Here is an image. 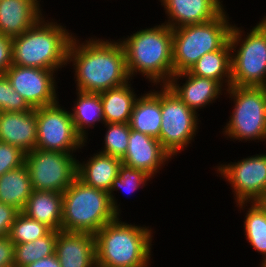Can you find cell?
Here are the masks:
<instances>
[{"mask_svg":"<svg viewBox=\"0 0 266 267\" xmlns=\"http://www.w3.org/2000/svg\"><path fill=\"white\" fill-rule=\"evenodd\" d=\"M161 89V127L159 141L171 156L184 151L196 135L198 112L191 110L167 86Z\"/></svg>","mask_w":266,"mask_h":267,"instance_id":"obj_9","label":"cell"},{"mask_svg":"<svg viewBox=\"0 0 266 267\" xmlns=\"http://www.w3.org/2000/svg\"><path fill=\"white\" fill-rule=\"evenodd\" d=\"M33 189L25 163L0 176V201L22 211Z\"/></svg>","mask_w":266,"mask_h":267,"instance_id":"obj_24","label":"cell"},{"mask_svg":"<svg viewBox=\"0 0 266 267\" xmlns=\"http://www.w3.org/2000/svg\"><path fill=\"white\" fill-rule=\"evenodd\" d=\"M231 46L229 41L217 51L204 54L190 68L192 75L218 81L226 89L231 86Z\"/></svg>","mask_w":266,"mask_h":267,"instance_id":"obj_25","label":"cell"},{"mask_svg":"<svg viewBox=\"0 0 266 267\" xmlns=\"http://www.w3.org/2000/svg\"><path fill=\"white\" fill-rule=\"evenodd\" d=\"M119 218L94 234L96 267H149L151 227L128 224Z\"/></svg>","mask_w":266,"mask_h":267,"instance_id":"obj_3","label":"cell"},{"mask_svg":"<svg viewBox=\"0 0 266 267\" xmlns=\"http://www.w3.org/2000/svg\"><path fill=\"white\" fill-rule=\"evenodd\" d=\"M62 205V193L33 190L21 212L51 230L61 231Z\"/></svg>","mask_w":266,"mask_h":267,"instance_id":"obj_21","label":"cell"},{"mask_svg":"<svg viewBox=\"0 0 266 267\" xmlns=\"http://www.w3.org/2000/svg\"><path fill=\"white\" fill-rule=\"evenodd\" d=\"M129 83L99 93L104 123H129L138 98Z\"/></svg>","mask_w":266,"mask_h":267,"instance_id":"obj_23","label":"cell"},{"mask_svg":"<svg viewBox=\"0 0 266 267\" xmlns=\"http://www.w3.org/2000/svg\"><path fill=\"white\" fill-rule=\"evenodd\" d=\"M243 31L232 24L231 85L266 87V20L262 19L246 36Z\"/></svg>","mask_w":266,"mask_h":267,"instance_id":"obj_7","label":"cell"},{"mask_svg":"<svg viewBox=\"0 0 266 267\" xmlns=\"http://www.w3.org/2000/svg\"><path fill=\"white\" fill-rule=\"evenodd\" d=\"M227 14L224 9L208 22L172 29L174 74L189 71L204 54L220 50L229 41L232 25Z\"/></svg>","mask_w":266,"mask_h":267,"instance_id":"obj_6","label":"cell"},{"mask_svg":"<svg viewBox=\"0 0 266 267\" xmlns=\"http://www.w3.org/2000/svg\"><path fill=\"white\" fill-rule=\"evenodd\" d=\"M257 203L263 208V210L266 212V196L262 199L258 200Z\"/></svg>","mask_w":266,"mask_h":267,"instance_id":"obj_38","label":"cell"},{"mask_svg":"<svg viewBox=\"0 0 266 267\" xmlns=\"http://www.w3.org/2000/svg\"><path fill=\"white\" fill-rule=\"evenodd\" d=\"M32 108L14 90L5 73H0V112H25Z\"/></svg>","mask_w":266,"mask_h":267,"instance_id":"obj_32","label":"cell"},{"mask_svg":"<svg viewBox=\"0 0 266 267\" xmlns=\"http://www.w3.org/2000/svg\"><path fill=\"white\" fill-rule=\"evenodd\" d=\"M185 78L186 81L180 86L178 79ZM178 82V83H177ZM177 97L191 110H196L210 105L222 95L223 86L214 79L192 75L189 71L173 74L166 84Z\"/></svg>","mask_w":266,"mask_h":267,"instance_id":"obj_15","label":"cell"},{"mask_svg":"<svg viewBox=\"0 0 266 267\" xmlns=\"http://www.w3.org/2000/svg\"><path fill=\"white\" fill-rule=\"evenodd\" d=\"M160 2L169 19L165 24L172 29L208 22L224 10L221 0H160Z\"/></svg>","mask_w":266,"mask_h":267,"instance_id":"obj_16","label":"cell"},{"mask_svg":"<svg viewBox=\"0 0 266 267\" xmlns=\"http://www.w3.org/2000/svg\"><path fill=\"white\" fill-rule=\"evenodd\" d=\"M0 267H14V244L9 236L0 237Z\"/></svg>","mask_w":266,"mask_h":267,"instance_id":"obj_36","label":"cell"},{"mask_svg":"<svg viewBox=\"0 0 266 267\" xmlns=\"http://www.w3.org/2000/svg\"><path fill=\"white\" fill-rule=\"evenodd\" d=\"M117 41L92 37L81 44L73 36L67 62L74 66L76 91L99 94L131 81L123 46Z\"/></svg>","mask_w":266,"mask_h":267,"instance_id":"obj_1","label":"cell"},{"mask_svg":"<svg viewBox=\"0 0 266 267\" xmlns=\"http://www.w3.org/2000/svg\"><path fill=\"white\" fill-rule=\"evenodd\" d=\"M216 169L230 183L239 209L266 196V153L220 164Z\"/></svg>","mask_w":266,"mask_h":267,"instance_id":"obj_12","label":"cell"},{"mask_svg":"<svg viewBox=\"0 0 266 267\" xmlns=\"http://www.w3.org/2000/svg\"><path fill=\"white\" fill-rule=\"evenodd\" d=\"M134 104L129 127L159 140L161 127V90H150Z\"/></svg>","mask_w":266,"mask_h":267,"instance_id":"obj_22","label":"cell"},{"mask_svg":"<svg viewBox=\"0 0 266 267\" xmlns=\"http://www.w3.org/2000/svg\"><path fill=\"white\" fill-rule=\"evenodd\" d=\"M36 108L25 112H0V142L28 153L37 144Z\"/></svg>","mask_w":266,"mask_h":267,"instance_id":"obj_18","label":"cell"},{"mask_svg":"<svg viewBox=\"0 0 266 267\" xmlns=\"http://www.w3.org/2000/svg\"><path fill=\"white\" fill-rule=\"evenodd\" d=\"M57 231L51 230L46 236L33 242L14 245V267H25L32 262L55 254Z\"/></svg>","mask_w":266,"mask_h":267,"instance_id":"obj_27","label":"cell"},{"mask_svg":"<svg viewBox=\"0 0 266 267\" xmlns=\"http://www.w3.org/2000/svg\"><path fill=\"white\" fill-rule=\"evenodd\" d=\"M24 163L25 153L20 148L0 142V176Z\"/></svg>","mask_w":266,"mask_h":267,"instance_id":"obj_33","label":"cell"},{"mask_svg":"<svg viewBox=\"0 0 266 267\" xmlns=\"http://www.w3.org/2000/svg\"><path fill=\"white\" fill-rule=\"evenodd\" d=\"M171 158L158 139L131 129L128 148L121 161L123 164L142 170L154 178L156 173Z\"/></svg>","mask_w":266,"mask_h":267,"instance_id":"obj_14","label":"cell"},{"mask_svg":"<svg viewBox=\"0 0 266 267\" xmlns=\"http://www.w3.org/2000/svg\"><path fill=\"white\" fill-rule=\"evenodd\" d=\"M55 254L61 267H96L95 235L57 231Z\"/></svg>","mask_w":266,"mask_h":267,"instance_id":"obj_17","label":"cell"},{"mask_svg":"<svg viewBox=\"0 0 266 267\" xmlns=\"http://www.w3.org/2000/svg\"><path fill=\"white\" fill-rule=\"evenodd\" d=\"M12 65V38L0 34V73Z\"/></svg>","mask_w":266,"mask_h":267,"instance_id":"obj_35","label":"cell"},{"mask_svg":"<svg viewBox=\"0 0 266 267\" xmlns=\"http://www.w3.org/2000/svg\"><path fill=\"white\" fill-rule=\"evenodd\" d=\"M234 109L223 134L233 140H266V87L233 86L227 89Z\"/></svg>","mask_w":266,"mask_h":267,"instance_id":"obj_8","label":"cell"},{"mask_svg":"<svg viewBox=\"0 0 266 267\" xmlns=\"http://www.w3.org/2000/svg\"><path fill=\"white\" fill-rule=\"evenodd\" d=\"M39 0H0V34L21 35L43 16Z\"/></svg>","mask_w":266,"mask_h":267,"instance_id":"obj_19","label":"cell"},{"mask_svg":"<svg viewBox=\"0 0 266 267\" xmlns=\"http://www.w3.org/2000/svg\"><path fill=\"white\" fill-rule=\"evenodd\" d=\"M51 229L45 224L36 221L22 213L15 218L9 237L13 244L33 242L34 240L46 236Z\"/></svg>","mask_w":266,"mask_h":267,"instance_id":"obj_30","label":"cell"},{"mask_svg":"<svg viewBox=\"0 0 266 267\" xmlns=\"http://www.w3.org/2000/svg\"><path fill=\"white\" fill-rule=\"evenodd\" d=\"M20 211L0 201V237L9 236L12 224Z\"/></svg>","mask_w":266,"mask_h":267,"instance_id":"obj_34","label":"cell"},{"mask_svg":"<svg viewBox=\"0 0 266 267\" xmlns=\"http://www.w3.org/2000/svg\"><path fill=\"white\" fill-rule=\"evenodd\" d=\"M92 156L86 162L77 161V178L87 186L109 193L122 161L100 152Z\"/></svg>","mask_w":266,"mask_h":267,"instance_id":"obj_20","label":"cell"},{"mask_svg":"<svg viewBox=\"0 0 266 267\" xmlns=\"http://www.w3.org/2000/svg\"><path fill=\"white\" fill-rule=\"evenodd\" d=\"M106 129L104 148L99 152L122 159L129 144V123H104Z\"/></svg>","mask_w":266,"mask_h":267,"instance_id":"obj_31","label":"cell"},{"mask_svg":"<svg viewBox=\"0 0 266 267\" xmlns=\"http://www.w3.org/2000/svg\"><path fill=\"white\" fill-rule=\"evenodd\" d=\"M44 16L26 32L12 38V65L57 71L68 64L73 38L65 27Z\"/></svg>","mask_w":266,"mask_h":267,"instance_id":"obj_4","label":"cell"},{"mask_svg":"<svg viewBox=\"0 0 266 267\" xmlns=\"http://www.w3.org/2000/svg\"><path fill=\"white\" fill-rule=\"evenodd\" d=\"M244 222V233L254 250L262 255V263H266V212L257 202H249Z\"/></svg>","mask_w":266,"mask_h":267,"instance_id":"obj_28","label":"cell"},{"mask_svg":"<svg viewBox=\"0 0 266 267\" xmlns=\"http://www.w3.org/2000/svg\"><path fill=\"white\" fill-rule=\"evenodd\" d=\"M119 42L125 52L126 67L131 80L141 73L155 86L166 85L170 81L174 74L172 28L161 23L141 29Z\"/></svg>","mask_w":266,"mask_h":267,"instance_id":"obj_2","label":"cell"},{"mask_svg":"<svg viewBox=\"0 0 266 267\" xmlns=\"http://www.w3.org/2000/svg\"><path fill=\"white\" fill-rule=\"evenodd\" d=\"M77 161L64 152L35 148L25 153L32 189L63 193L77 178Z\"/></svg>","mask_w":266,"mask_h":267,"instance_id":"obj_10","label":"cell"},{"mask_svg":"<svg viewBox=\"0 0 266 267\" xmlns=\"http://www.w3.org/2000/svg\"><path fill=\"white\" fill-rule=\"evenodd\" d=\"M62 195L61 231L95 234L119 217L108 192L87 186L78 178Z\"/></svg>","mask_w":266,"mask_h":267,"instance_id":"obj_5","label":"cell"},{"mask_svg":"<svg viewBox=\"0 0 266 267\" xmlns=\"http://www.w3.org/2000/svg\"><path fill=\"white\" fill-rule=\"evenodd\" d=\"M4 73L31 108L52 105L59 100L54 70L11 65Z\"/></svg>","mask_w":266,"mask_h":267,"instance_id":"obj_13","label":"cell"},{"mask_svg":"<svg viewBox=\"0 0 266 267\" xmlns=\"http://www.w3.org/2000/svg\"><path fill=\"white\" fill-rule=\"evenodd\" d=\"M61 107L57 101L52 105L36 108V148L74 154L87 142L76 132L71 112Z\"/></svg>","mask_w":266,"mask_h":267,"instance_id":"obj_11","label":"cell"},{"mask_svg":"<svg viewBox=\"0 0 266 267\" xmlns=\"http://www.w3.org/2000/svg\"><path fill=\"white\" fill-rule=\"evenodd\" d=\"M77 100L71 111L76 132L87 142V128H94L95 123L104 124L99 94L76 92ZM85 129V130H84Z\"/></svg>","mask_w":266,"mask_h":267,"instance_id":"obj_26","label":"cell"},{"mask_svg":"<svg viewBox=\"0 0 266 267\" xmlns=\"http://www.w3.org/2000/svg\"><path fill=\"white\" fill-rule=\"evenodd\" d=\"M25 267H61L59 259L56 257V254L49 257L42 258Z\"/></svg>","mask_w":266,"mask_h":267,"instance_id":"obj_37","label":"cell"},{"mask_svg":"<svg viewBox=\"0 0 266 267\" xmlns=\"http://www.w3.org/2000/svg\"><path fill=\"white\" fill-rule=\"evenodd\" d=\"M152 177L142 170L129 167L125 164H121L118 170L117 177L112 181L111 188L109 190V196L111 198V204L113 210L120 216L119 205L113 191L124 190L127 194L136 191L139 188H143ZM122 190V191H123Z\"/></svg>","mask_w":266,"mask_h":267,"instance_id":"obj_29","label":"cell"}]
</instances>
